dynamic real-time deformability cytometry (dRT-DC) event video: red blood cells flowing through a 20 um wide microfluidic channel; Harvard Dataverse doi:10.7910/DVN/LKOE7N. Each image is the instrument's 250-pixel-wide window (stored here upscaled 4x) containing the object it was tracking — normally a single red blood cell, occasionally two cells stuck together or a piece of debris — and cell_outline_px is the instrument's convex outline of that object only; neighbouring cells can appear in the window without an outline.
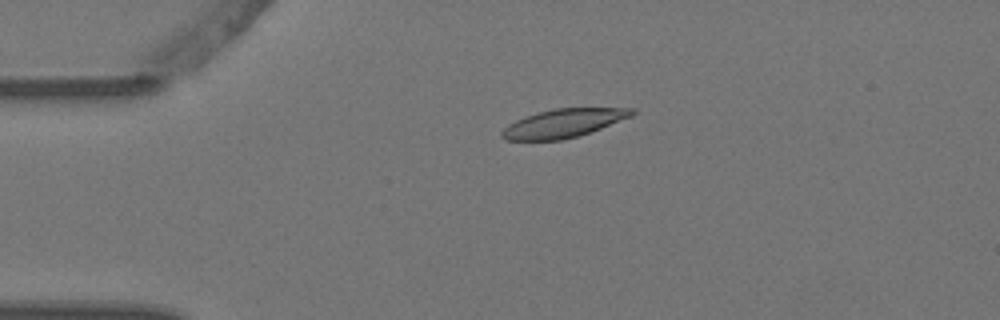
{"species": "Egyptian fruit bat (a non-hibernating species)", "species_latin": "Rousettus aegyptiacus", "temperature_condition": "warm", "stored_images_in_passage": 6, "camera_frame_rate_fps": 3000, "um_per_image_px": 0.085, "animal": {"sex": "female"}, "frame": {"image": 1, "passage_image": 6, "time_ms": 1.667, "image_size_px": [1000, 320], "cell_outline_px": [[636, 112], [632, 116], [600, 128], [576, 136], [560, 140], [504, 140], [500, 136], [500, 132], [508, 124], [524, 116], [536, 112], [556, 108], [636, 108]], "centroid_in_image_um": [47.85, 10.46], "position_along_channel_um": 37.2, "area_um2": 21.5}}